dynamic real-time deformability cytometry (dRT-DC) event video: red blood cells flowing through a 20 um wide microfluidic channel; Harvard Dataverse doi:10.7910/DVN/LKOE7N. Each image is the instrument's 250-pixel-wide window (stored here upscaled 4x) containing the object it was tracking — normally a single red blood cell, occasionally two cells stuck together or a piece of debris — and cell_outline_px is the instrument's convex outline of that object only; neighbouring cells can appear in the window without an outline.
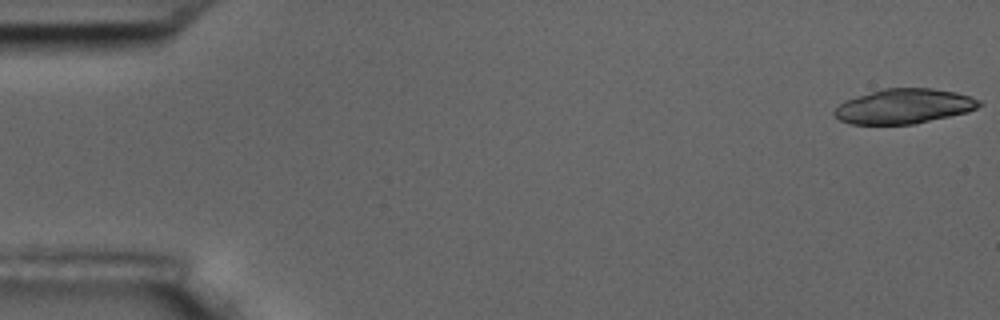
{"species": "common noctule bat (a hibernating species)", "species_latin": "Nyctalus noctula", "temperature_condition": "room temperature", "stored_images_in_passage": 4, "camera_frame_rate_fps": 3000, "um_per_image_px": 0.085, "animal": {"sex": "male", "body_mass_g": 17.5, "forearm_length_mm": 52.3}, "frame": {"image": 1, "passage_image": 1, "time_ms": 0.0, "image_size_px": [1000, 320], "cell_outline_px": [[984, 104], [968, 112], [916, 124], [852, 124], [840, 120], [832, 112], [844, 100], [884, 88], [932, 88], [956, 92], [980, 100]], "centroid_in_image_um": [76.86, 9.03], "position_along_channel_um": 8.1, "area_um2": 29.36}}